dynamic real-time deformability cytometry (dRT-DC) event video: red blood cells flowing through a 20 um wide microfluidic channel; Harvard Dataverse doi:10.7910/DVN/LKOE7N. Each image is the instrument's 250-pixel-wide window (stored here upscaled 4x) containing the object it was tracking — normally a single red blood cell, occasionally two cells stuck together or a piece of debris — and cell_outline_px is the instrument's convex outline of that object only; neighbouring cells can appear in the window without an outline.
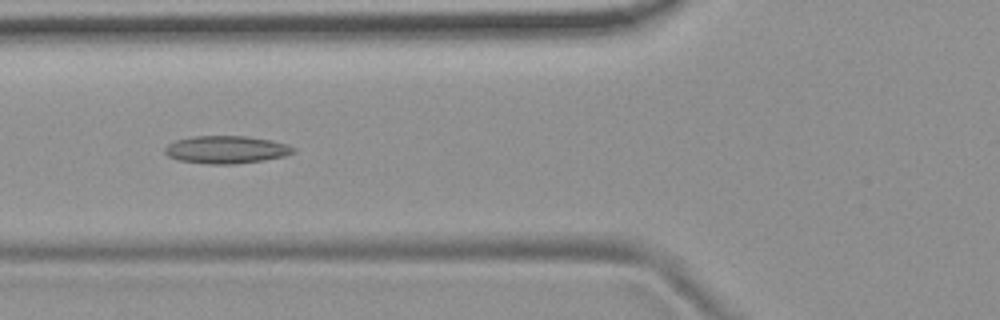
{"species": "common noctule bat (a hibernating species)", "species_latin": "Nyctalus noctula", "temperature_condition": "room temperature", "stored_images_in_passage": 53, "camera_frame_rate_fps": 3000, "um_per_image_px": 0.085, "animal": {"sex": "female", "body_mass_g": 19.9}, "frame": {"image": 1, "passage_image": 20, "time_ms": 6.333, "image_size_px": [1000, 320], "cell_outline_px": [[296, 152], [284, 156], [264, 160], [236, 164], [208, 164], [176, 160], [168, 156], [164, 152], [164, 148], [168, 144], [176, 140], [192, 136], [248, 136], [272, 140], [288, 144], [296, 148]], "centroid_in_image_um": [19.24, 12.72], "position_along_channel_um": 106.6, "area_um2": 20.98}}
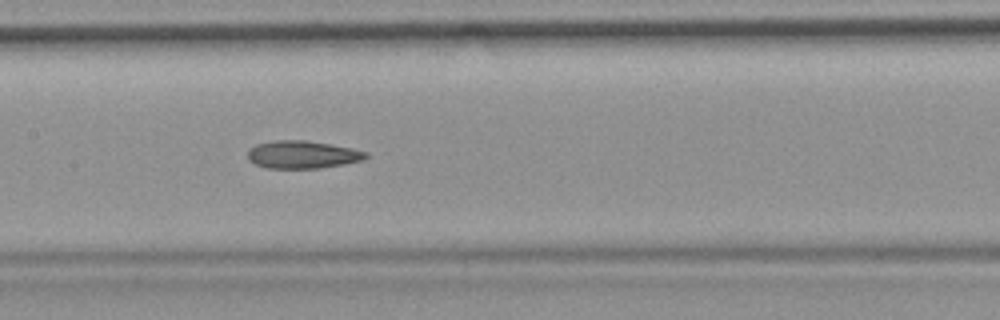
{"frame": {"image": 2, "passage_image": 26, "time_ms": 8.333, "image_size_px": [1000, 320], "cell_outline_px": [[368, 156], [364, 160], [344, 164], [320, 168], [264, 168], [248, 160], [248, 148], [256, 144], [276, 140], [304, 140], [332, 144], [352, 148], [368, 152]], "centroid_in_image_um": [25.71, 13.14], "position_along_channel_um": 181.7, "area_um2": 19.25}}
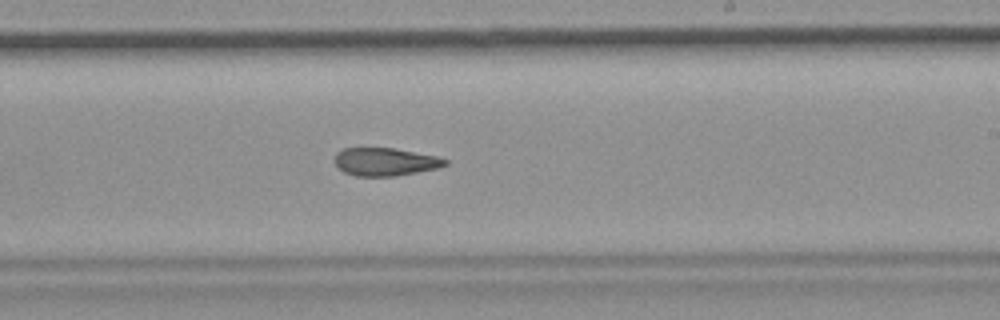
{"frame": {"image": 3, "passage_image": 32, "time_ms": 10.333, "image_size_px": [1000, 320], "cell_outline_px": [[448, 164], [440, 168], [396, 176], [356, 176], [344, 172], [332, 160], [336, 152], [344, 148], [392, 148], [436, 156], [448, 160]], "centroid_in_image_um": [32.73, 13.75], "position_along_channel_um": 256.3, "area_um2": 18.09}, "authors_computed_cell_mechanics": {"area_um2": 19.941, "velocity_mm_per_s": 3.7476, "shape_relaxation_time_tau1_ms": null, "shape_relaxation_time_tau2_ms": 3.8461, "deformation_change_tau1": null, "deformation_change_tau2": 0.1133}}